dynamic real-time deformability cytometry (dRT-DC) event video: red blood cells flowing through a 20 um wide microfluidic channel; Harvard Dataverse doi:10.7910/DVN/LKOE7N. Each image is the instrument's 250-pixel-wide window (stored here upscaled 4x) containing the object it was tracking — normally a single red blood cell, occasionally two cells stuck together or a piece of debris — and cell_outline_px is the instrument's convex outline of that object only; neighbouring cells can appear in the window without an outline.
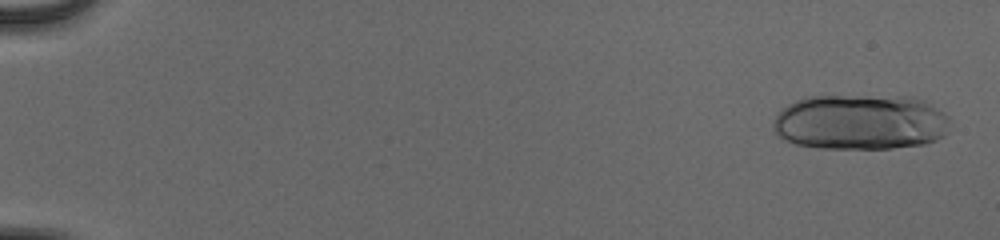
{"species": "human", "species_latin": "Homo sapiens", "temperature_condition": "cold", "stored_images_in_passage": 53, "segment_of_instrument_passage": [1, 2], "camera_frame_rate_fps": 3000, "um_per_image_px": 0.085, "donor": {"sex": "male"}, "frame": {"image": 1, "passage_image": 2, "time_ms": 0.333, "image_size_px": [1000, 240], "cell_outline_px": [[952, 120], [944, 136], [936, 140], [924, 144], [892, 148], [820, 148], [796, 144], [784, 140], [772, 128], [772, 124], [776, 116], [788, 104], [796, 100], [808, 96], [900, 96], [924, 100], [944, 112]], "centroid_in_image_um": [73.16, 10.38], "position_along_channel_um": 11.8, "area_um2": 57.45}}
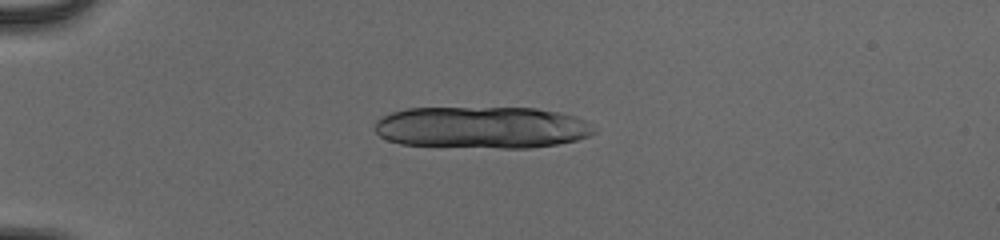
{"frame": {"image": 2, "passage_image": 15, "time_ms": 4.667, "image_size_px": [1000, 240], "cell_outline_px": [[596, 132], [588, 136], [576, 140], [556, 144], [528, 148], [500, 148], [400, 144], [388, 140], [380, 136], [372, 128], [376, 120], [392, 112], [408, 108], [536, 108], [560, 112], [584, 120], [596, 128]], "centroid_in_image_um": [40.94, 10.83], "position_along_channel_um": 44.1, "area_um2": 53.58}}